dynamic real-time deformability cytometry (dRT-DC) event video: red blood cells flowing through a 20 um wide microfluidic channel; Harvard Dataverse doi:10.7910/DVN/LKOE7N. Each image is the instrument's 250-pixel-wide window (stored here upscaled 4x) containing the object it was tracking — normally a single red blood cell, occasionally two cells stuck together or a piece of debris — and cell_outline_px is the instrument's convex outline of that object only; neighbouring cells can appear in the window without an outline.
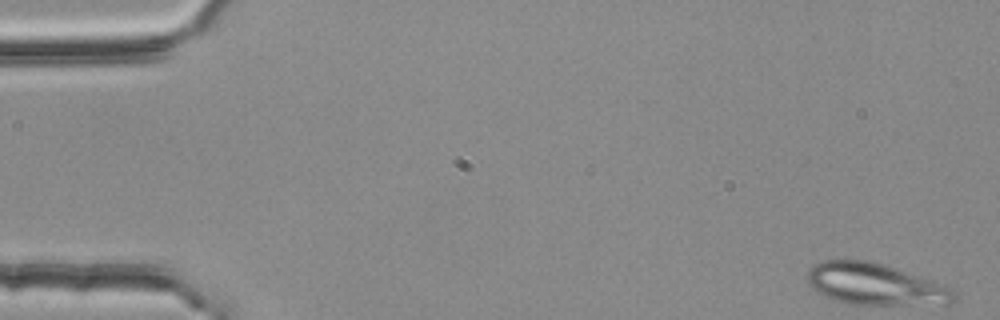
{"species": "common noctule bat (a hibernating species)", "species_latin": "Nyctalus noctula", "temperature_condition": "room temperature", "stored_images_in_passage": 5, "camera_frame_rate_fps": 3000, "um_per_image_px": 0.085, "animal": {"sex": "female", "body_mass_g": 25.1}, "frame": {"image": 1, "passage_image": 1, "time_ms": 0.0, "image_size_px": [1000, 320], "cell_outline_px": [[956, 300], [952, 304], [848, 304], [832, 300], [824, 296], [812, 288], [808, 284], [808, 272], [820, 260], [872, 260], [944, 284], [952, 288], [956, 292]], "centroid_in_image_um": [74.42, 24.16], "position_along_channel_um": 10.6, "area_um2": 35.72}}